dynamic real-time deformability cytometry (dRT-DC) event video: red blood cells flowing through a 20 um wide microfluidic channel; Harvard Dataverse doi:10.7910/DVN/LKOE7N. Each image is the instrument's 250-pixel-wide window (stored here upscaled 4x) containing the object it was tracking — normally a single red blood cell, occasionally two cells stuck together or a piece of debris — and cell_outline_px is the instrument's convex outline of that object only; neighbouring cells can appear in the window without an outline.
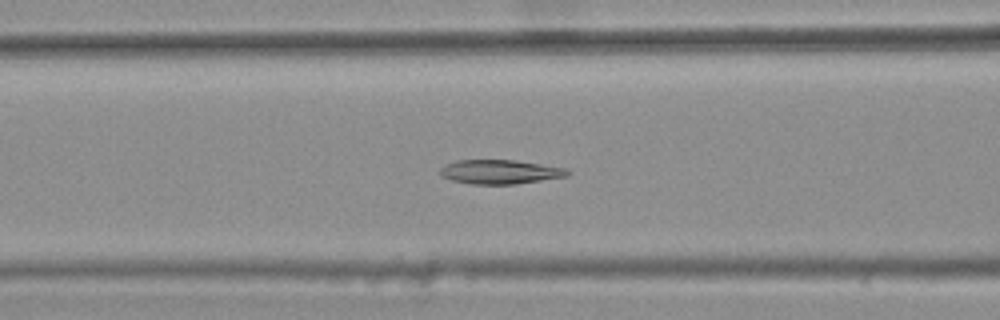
{"species": "common noctule bat (a hibernating species)", "species_latin": "Nyctalus noctula", "temperature_condition": "warm", "stored_images_in_passage": 5, "segment_of_instrument_passage": [2, 2], "camera_frame_rate_fps": 3000, "um_per_image_px": 0.085, "animal": {"sex": "female", "body_mass_g": 25.1}, "frame": {"image": 1, "passage_image": 5, "time_ms": 1.333, "image_size_px": [1000, 320], "cell_outline_px": [[572, 172], [568, 176], [516, 184], [472, 184], [452, 180], [440, 176], [440, 168], [444, 164], [456, 160], [516, 160], [568, 168]], "centroid_in_image_um": [42.52, 14.6], "position_along_channel_um": 124.1, "area_um2": 18.15}}